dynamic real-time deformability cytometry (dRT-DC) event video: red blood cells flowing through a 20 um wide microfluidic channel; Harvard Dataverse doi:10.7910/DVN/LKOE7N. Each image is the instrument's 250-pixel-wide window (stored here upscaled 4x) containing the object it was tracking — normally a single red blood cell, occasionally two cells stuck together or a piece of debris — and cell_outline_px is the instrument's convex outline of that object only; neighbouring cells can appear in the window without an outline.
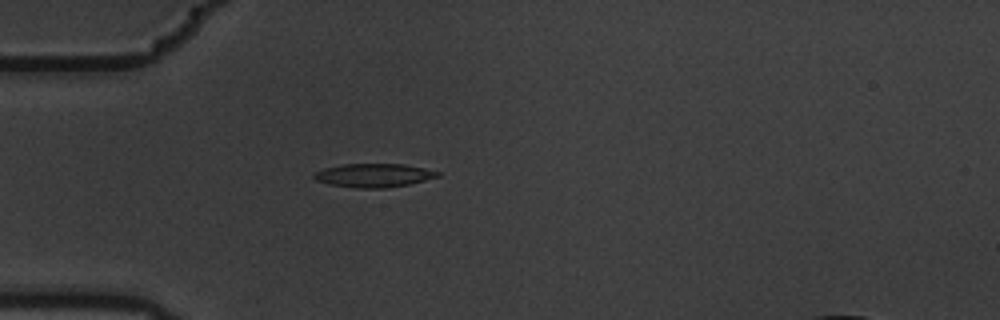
{"species": "common noctule bat (a hibernating species)", "species_latin": "Nyctalus noctula", "temperature_condition": "warm", "stored_images_in_passage": 2, "camera_frame_rate_fps": 3000, "um_per_image_px": 0.085, "animal": {"sex": "male", "body_mass_g": 19.5, "forearm_length_mm": 54.6}, "frame": {"image": 1, "passage_image": 1, "time_ms": 0.0, "image_size_px": [1000, 320], "cell_outline_px": [[440, 176], [408, 184], [388, 188], [356, 188], [328, 184], [316, 180], [312, 176], [316, 172], [324, 168], [344, 164], [404, 164], [424, 168], [440, 172]], "centroid_in_image_um": [31.76, 14.91], "position_along_channel_um": 53.2, "area_um2": 16.94}}